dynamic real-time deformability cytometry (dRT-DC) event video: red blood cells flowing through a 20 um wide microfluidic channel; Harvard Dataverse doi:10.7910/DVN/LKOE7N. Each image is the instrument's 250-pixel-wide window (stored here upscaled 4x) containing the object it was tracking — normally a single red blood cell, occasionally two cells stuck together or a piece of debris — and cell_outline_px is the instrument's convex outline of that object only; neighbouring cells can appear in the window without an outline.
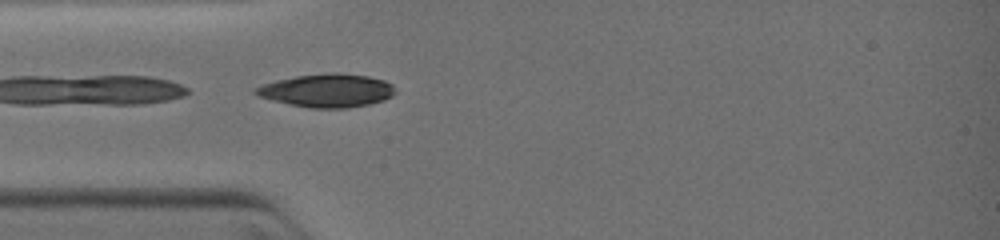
{"species": "common noctule bat (a hibernating species)", "species_latin": "Nyctalus noctula", "temperature_condition": "warm", "stored_images_in_passage": 1, "camera_frame_rate_fps": 3000, "um_per_image_px": 0.085, "animal": {"sex": "female", "body_mass_g": 19.0, "forearm_length_mm": 51.5}, "frame": {"image": 1, "passage_image": 1, "time_ms": 0.0, "image_size_px": [1000, 240], "cell_outline_px": [[396, 92], [392, 96], [384, 100], [368, 104], [344, 108], [312, 108], [288, 104], [272, 100], [260, 96], [252, 92], [252, 88], [276, 80], [296, 76], [332, 72], [336, 72], [368, 76], [384, 80], [392, 84]], "centroid_in_image_um": [27.79, 7.69], "position_along_channel_um": 57.2, "area_um2": 27.05}}